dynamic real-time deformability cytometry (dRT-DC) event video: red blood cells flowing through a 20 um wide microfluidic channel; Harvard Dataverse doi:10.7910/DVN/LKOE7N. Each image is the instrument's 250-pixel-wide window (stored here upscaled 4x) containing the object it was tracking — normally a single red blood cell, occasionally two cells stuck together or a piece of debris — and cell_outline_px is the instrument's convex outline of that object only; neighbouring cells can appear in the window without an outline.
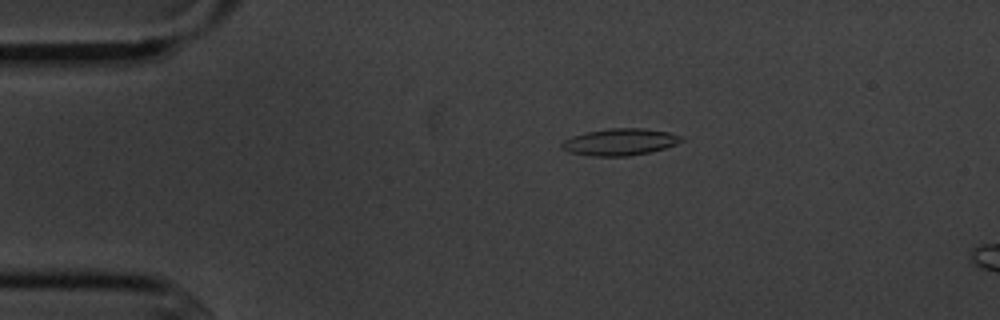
{"species": "common noctule bat (a hibernating species)", "species_latin": "Nyctalus noctula", "temperature_condition": "cold", "stored_images_in_passage": 3, "camera_frame_rate_fps": 3000, "um_per_image_px": 0.085, "animal": {"sex": "male", "body_mass_g": 20.1, "forearm_length_mm": 53.5}, "frame": {"image": 1, "passage_image": 1, "time_ms": 0.0, "image_size_px": [1000, 320], "cell_outline_px": [[684, 140], [676, 144], [664, 148], [648, 152], [628, 156], [592, 156], [568, 152], [560, 148], [560, 144], [564, 140], [572, 136], [588, 132], [608, 128], [644, 128], [668, 132], [684, 136]], "centroid_in_image_um": [52.69, 12.06], "position_along_channel_um": 32.3, "area_um2": 18.73}}